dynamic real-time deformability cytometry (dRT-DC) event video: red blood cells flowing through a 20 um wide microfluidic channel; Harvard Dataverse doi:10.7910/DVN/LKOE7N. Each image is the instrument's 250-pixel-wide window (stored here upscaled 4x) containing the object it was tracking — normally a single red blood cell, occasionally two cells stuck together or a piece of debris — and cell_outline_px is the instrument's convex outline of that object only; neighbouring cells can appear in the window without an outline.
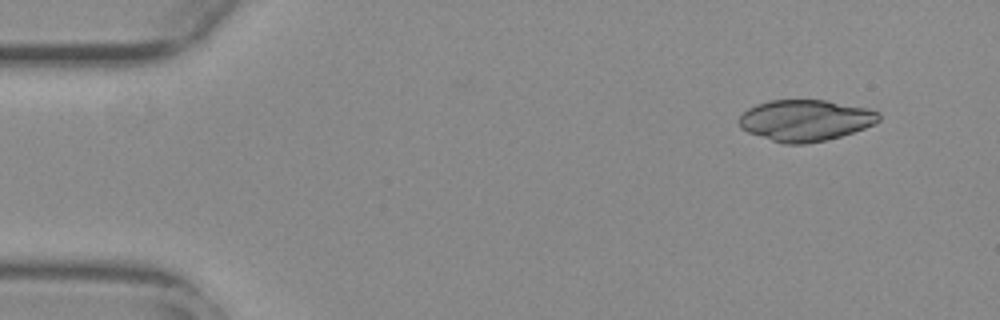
{"species": "common noctule bat (a hibernating species)", "species_latin": "Nyctalus noctula", "temperature_condition": "warm", "stored_images_in_passage": 50, "camera_frame_rate_fps": 3000, "um_per_image_px": 0.085, "animal": {"sex": "female", "body_mass_g": 29.2, "forearm_length_mm": 56.3}, "frame": {"image": 1, "passage_image": 1, "time_ms": 0.0, "image_size_px": [1000, 320], "cell_outline_px": [[880, 120], [864, 128], [828, 140], [804, 144], [784, 144], [748, 132], [740, 128], [740, 116], [748, 108], [756, 104], [768, 100], [824, 100], [868, 108], [880, 112]], "centroid_in_image_um": [68.46, 10.23], "position_along_channel_um": 16.5, "area_um2": 33.52}}